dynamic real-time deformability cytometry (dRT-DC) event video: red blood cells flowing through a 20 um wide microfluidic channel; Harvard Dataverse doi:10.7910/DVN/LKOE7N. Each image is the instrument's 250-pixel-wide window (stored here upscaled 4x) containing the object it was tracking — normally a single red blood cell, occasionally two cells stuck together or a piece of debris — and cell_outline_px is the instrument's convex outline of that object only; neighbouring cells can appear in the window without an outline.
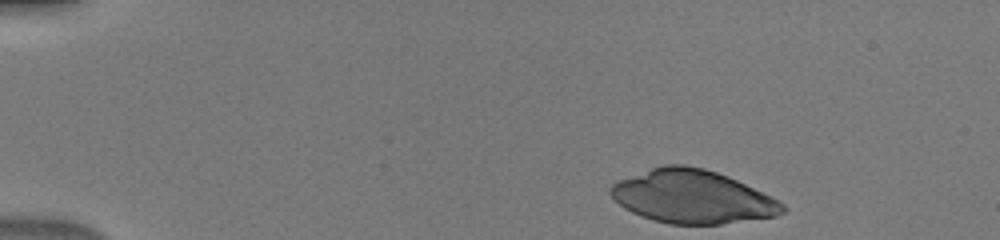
{"species": "human", "species_latin": "Homo sapiens", "temperature_condition": "warm", "stored_images_in_passage": 43, "camera_frame_rate_fps": 3000, "um_per_image_px": 0.085, "donor": {"sex": "male"}, "frame": {"image": 1, "passage_image": 1, "time_ms": 0.0, "image_size_px": [1000, 240], "cell_outline_px": [[788, 208], [784, 212], [776, 216], [720, 224], [668, 224], [652, 220], [632, 212], [624, 208], [608, 192], [608, 188], [612, 184], [620, 180], [652, 168], [664, 164], [684, 164], [704, 168], [728, 176], [772, 196], [784, 204]], "centroid_in_image_um": [58.87, 16.72], "position_along_channel_um": 26.1, "area_um2": 53.29}}